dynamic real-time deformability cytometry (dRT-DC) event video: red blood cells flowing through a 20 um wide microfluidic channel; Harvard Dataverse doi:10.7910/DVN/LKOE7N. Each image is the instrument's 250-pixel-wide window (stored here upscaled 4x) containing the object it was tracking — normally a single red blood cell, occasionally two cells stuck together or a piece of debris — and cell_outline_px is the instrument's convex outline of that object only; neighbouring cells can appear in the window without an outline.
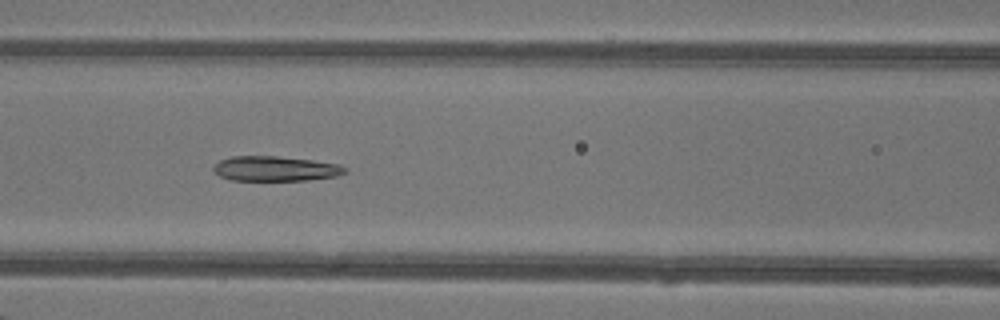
{"species": "common noctule bat (a hibernating species)", "species_latin": "Nyctalus noctula", "temperature_condition": "warm", "stored_images_in_passage": 32, "camera_frame_rate_fps": 3000, "um_per_image_px": 0.085, "animal": {"sex": "female"}, "frame": {"image": 1, "passage_image": 8, "time_ms": 2.333, "image_size_px": [1000, 320], "cell_outline_px": [[348, 172], [336, 176], [308, 180], [232, 180], [220, 176], [212, 172], [212, 168], [220, 160], [232, 156], [276, 156], [312, 160], [340, 164], [348, 168]], "centroid_in_image_um": [23.42, 14.33], "position_along_channel_um": 143.2, "area_um2": 19.19}}
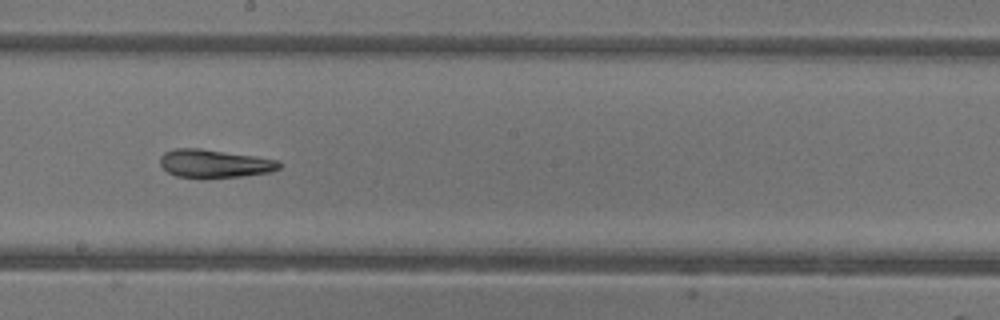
{"frame": {"image": 2, "passage_image": 14, "time_ms": 4.333, "image_size_px": [1000, 320], "cell_outline_px": [[284, 164], [280, 168], [272, 172], [244, 176], [204, 180], [200, 180], [176, 176], [168, 172], [160, 164], [160, 156], [164, 152], [176, 148], [200, 148], [252, 156], [276, 160]], "centroid_in_image_um": [18.21, 13.94], "position_along_channel_um": 230.0, "area_um2": 20.11}}
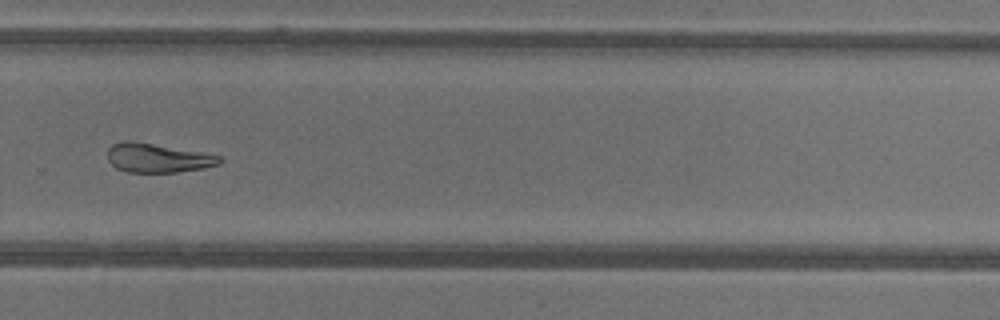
{"frame": {"image": 3, "passage_image": 20, "time_ms": 6.333, "image_size_px": [1000, 320], "cell_outline_px": [[224, 160], [220, 164], [204, 168], [176, 172], [128, 172], [116, 168], [108, 160], [108, 148], [112, 144], [124, 140], [128, 140], [152, 144], [220, 156]], "centroid_in_image_um": [13.37, 13.44], "position_along_channel_um": 316.4, "area_um2": 18.67}, "authors_computed_cell_mechanics": {"area_um2": 20.2589, "velocity_mm_per_s": 4.357, "shape_relaxation_time_tau1_ms": 6.9092, "shape_relaxation_time_tau2_ms": 3.2594, "deformation_change_tau1": 0.1944, "deformation_change_tau2": 0.1316}}